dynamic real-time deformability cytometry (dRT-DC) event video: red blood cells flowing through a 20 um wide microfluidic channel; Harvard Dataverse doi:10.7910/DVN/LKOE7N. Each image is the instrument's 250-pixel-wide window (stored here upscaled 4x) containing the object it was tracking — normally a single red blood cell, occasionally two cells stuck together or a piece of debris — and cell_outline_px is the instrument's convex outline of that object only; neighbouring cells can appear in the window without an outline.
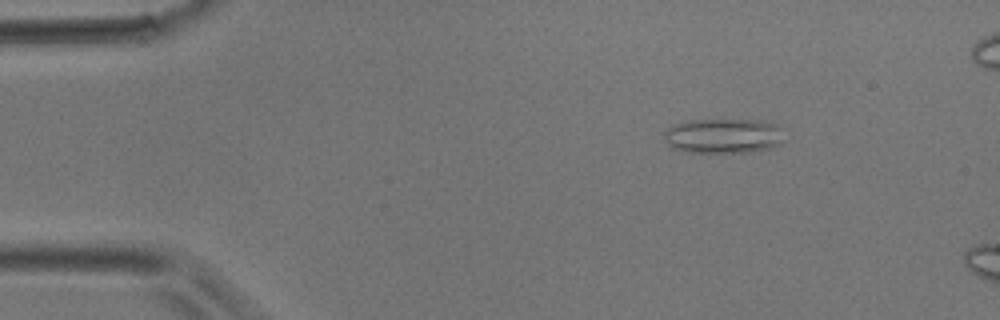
{"species": "common noctule bat (a hibernating species)", "species_latin": "Nyctalus noctula", "temperature_condition": "room temperature", "stored_images_in_passage": 4, "camera_frame_rate_fps": 3000, "um_per_image_px": 0.085, "animal": {"sex": "male", "body_mass_g": 17.9}, "frame": {"image": 1, "passage_image": 2, "time_ms": 0.333, "image_size_px": [1000, 320], "cell_outline_px": [[784, 140], [768, 148], [748, 152], [688, 152], [672, 148], [664, 140], [664, 132], [672, 124], [684, 120], [768, 120], [776, 124], [780, 128]], "centroid_in_image_um": [61.45, 11.53], "position_along_channel_um": 23.6, "area_um2": 24.51}}